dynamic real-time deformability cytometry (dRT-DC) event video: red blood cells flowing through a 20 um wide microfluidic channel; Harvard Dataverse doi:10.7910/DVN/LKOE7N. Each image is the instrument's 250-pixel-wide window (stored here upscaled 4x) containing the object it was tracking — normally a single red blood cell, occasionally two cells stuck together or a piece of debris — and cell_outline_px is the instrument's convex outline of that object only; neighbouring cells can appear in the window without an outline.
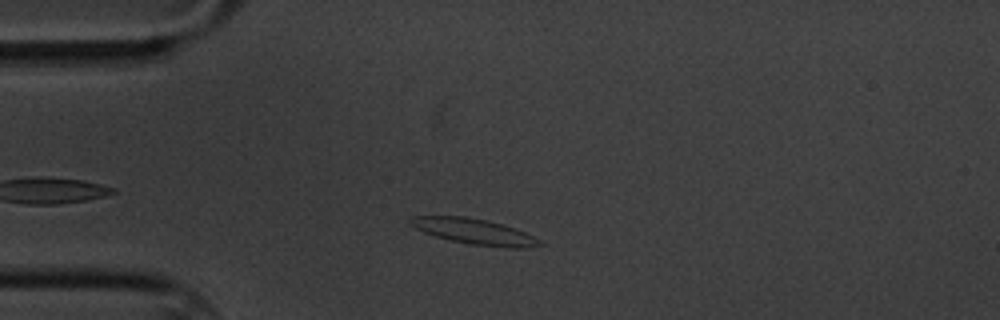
{"species": "common noctule bat (a hibernating species)", "species_latin": "Nyctalus noctula", "temperature_condition": "cold", "stored_images_in_passage": 42, "camera_frame_rate_fps": 3000, "um_per_image_px": 0.085, "animal": {"sex": "male", "body_mass_g": 20.1, "forearm_length_mm": 53.5}, "frame": {"image": 1, "passage_image": 8, "time_ms": 2.333, "image_size_px": [1000, 320], "cell_outline_px": [[544, 244], [524, 248], [504, 248], [472, 244], [452, 240], [436, 236], [424, 232], [408, 224], [408, 216], [464, 216], [484, 220], [516, 228], [540, 240]], "centroid_in_image_um": [40.28, 19.67], "position_along_channel_um": 44.7, "area_um2": 19.13}}
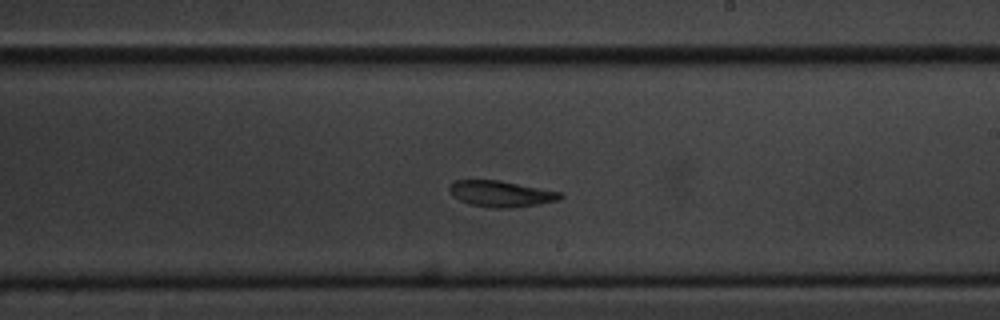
{"frame": {"image": 2, "passage_image": 28, "time_ms": 9.0, "image_size_px": [1000, 320], "cell_outline_px": [[564, 196], [560, 200], [536, 204], [508, 208], [492, 208], [472, 204], [460, 200], [452, 196], [448, 188], [448, 184], [456, 180], [496, 180], [564, 192]], "centroid_in_image_um": [42.59, 16.46], "position_along_channel_um": 246.4, "area_um2": 16.82}}
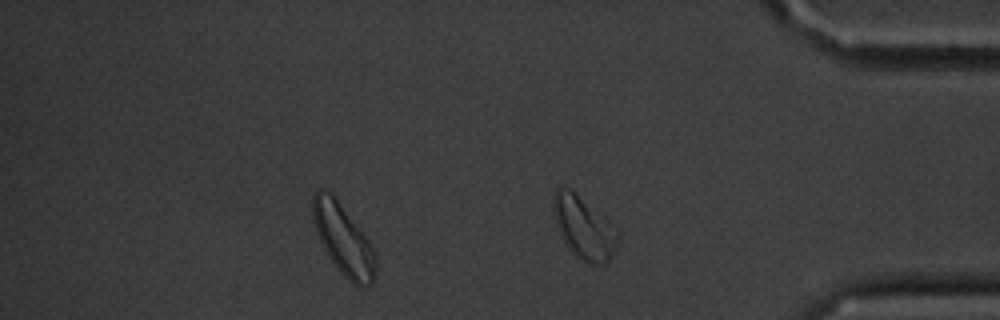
{"frame": {"image": 3, "passage_image": 42, "time_ms": 13.667, "image_size_px": [1000, 320], "cell_outline_px": [[620, 236], [608, 260], [604, 264], [588, 264], [576, 256], [572, 252], [564, 240], [560, 232], [552, 208], [552, 200], [556, 188], [568, 188], [608, 220], [620, 232]], "centroid_in_image_um": [49.63, 19.37], "position_along_channel_um": 385.6, "area_um2": 22.77}, "authors_computed_cell_mechanics": {"area_um2": 17.5134, "velocity_mm_per_s": 3.2956, "shape_relaxation_time_tau1_ms": 2.8117, "shape_relaxation_time_tau2_ms": 2.6131, "deformation_change_tau1": 0.1267, "deformation_change_tau2": 0.0912}}